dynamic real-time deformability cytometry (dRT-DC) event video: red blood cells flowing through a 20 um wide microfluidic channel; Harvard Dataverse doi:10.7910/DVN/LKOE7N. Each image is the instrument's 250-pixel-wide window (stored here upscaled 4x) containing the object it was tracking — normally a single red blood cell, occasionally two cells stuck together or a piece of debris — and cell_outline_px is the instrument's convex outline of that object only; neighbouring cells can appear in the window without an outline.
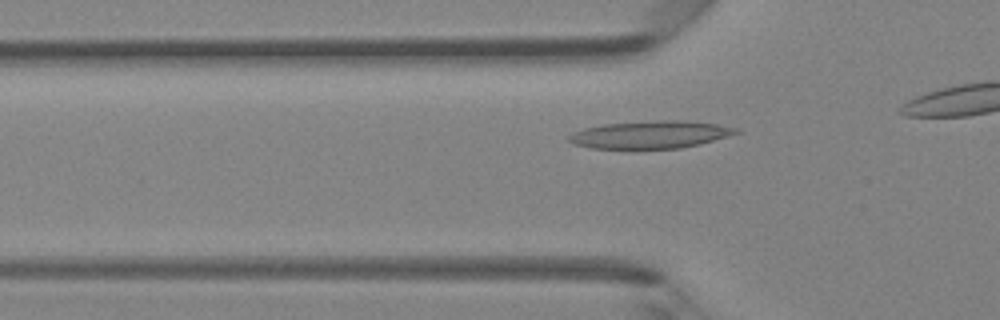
{"species": "Egyptian fruit bat (a non-hibernating species)", "species_latin": "Rousettus aegyptiacus", "temperature_condition": "room temperature", "stored_images_in_passage": 21, "camera_frame_rate_fps": 3000, "um_per_image_px": 0.085, "animal": {"sex": "female"}, "frame": {"image": 1, "passage_image": 10, "time_ms": 3.0, "image_size_px": [1000, 320], "cell_outline_px": [[740, 132], [712, 140], [680, 148], [592, 148], [572, 144], [568, 140], [568, 136], [572, 132], [584, 128], [604, 124], [664, 120], [684, 120], [716, 124], [736, 128]], "centroid_in_image_um": [55.21, 11.43], "position_along_channel_um": 70.6, "area_um2": 26.36}}